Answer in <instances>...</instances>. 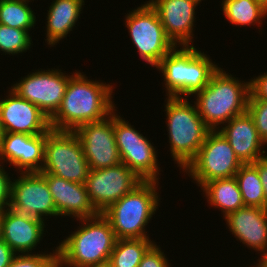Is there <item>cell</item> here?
Here are the masks:
<instances>
[{
    "label": "cell",
    "instance_id": "obj_36",
    "mask_svg": "<svg viewBox=\"0 0 267 267\" xmlns=\"http://www.w3.org/2000/svg\"><path fill=\"white\" fill-rule=\"evenodd\" d=\"M260 254V258H258L256 266L257 267H267V248L262 251V252H259Z\"/></svg>",
    "mask_w": 267,
    "mask_h": 267
},
{
    "label": "cell",
    "instance_id": "obj_6",
    "mask_svg": "<svg viewBox=\"0 0 267 267\" xmlns=\"http://www.w3.org/2000/svg\"><path fill=\"white\" fill-rule=\"evenodd\" d=\"M158 185L159 180H143L102 212L117 239L149 238L145 227L160 205Z\"/></svg>",
    "mask_w": 267,
    "mask_h": 267
},
{
    "label": "cell",
    "instance_id": "obj_13",
    "mask_svg": "<svg viewBox=\"0 0 267 267\" xmlns=\"http://www.w3.org/2000/svg\"><path fill=\"white\" fill-rule=\"evenodd\" d=\"M142 181L133 170L121 162L104 169L89 170L84 184L93 206L102 213Z\"/></svg>",
    "mask_w": 267,
    "mask_h": 267
},
{
    "label": "cell",
    "instance_id": "obj_29",
    "mask_svg": "<svg viewBox=\"0 0 267 267\" xmlns=\"http://www.w3.org/2000/svg\"><path fill=\"white\" fill-rule=\"evenodd\" d=\"M42 252L35 254H16L8 267H58L57 247L50 254Z\"/></svg>",
    "mask_w": 267,
    "mask_h": 267
},
{
    "label": "cell",
    "instance_id": "obj_4",
    "mask_svg": "<svg viewBox=\"0 0 267 267\" xmlns=\"http://www.w3.org/2000/svg\"><path fill=\"white\" fill-rule=\"evenodd\" d=\"M180 47V49H178ZM217 63L195 46H175L156 69L161 71L167 97L188 98L201 91L218 70Z\"/></svg>",
    "mask_w": 267,
    "mask_h": 267
},
{
    "label": "cell",
    "instance_id": "obj_9",
    "mask_svg": "<svg viewBox=\"0 0 267 267\" xmlns=\"http://www.w3.org/2000/svg\"><path fill=\"white\" fill-rule=\"evenodd\" d=\"M243 163L219 130H210L196 157L183 170L198 187L223 178L234 177Z\"/></svg>",
    "mask_w": 267,
    "mask_h": 267
},
{
    "label": "cell",
    "instance_id": "obj_20",
    "mask_svg": "<svg viewBox=\"0 0 267 267\" xmlns=\"http://www.w3.org/2000/svg\"><path fill=\"white\" fill-rule=\"evenodd\" d=\"M219 131L243 164L254 163L267 154L263 147L267 145L259 137L254 121L247 111L232 118Z\"/></svg>",
    "mask_w": 267,
    "mask_h": 267
},
{
    "label": "cell",
    "instance_id": "obj_16",
    "mask_svg": "<svg viewBox=\"0 0 267 267\" xmlns=\"http://www.w3.org/2000/svg\"><path fill=\"white\" fill-rule=\"evenodd\" d=\"M45 142L46 133H4L0 138V162H9L19 173L40 172Z\"/></svg>",
    "mask_w": 267,
    "mask_h": 267
},
{
    "label": "cell",
    "instance_id": "obj_15",
    "mask_svg": "<svg viewBox=\"0 0 267 267\" xmlns=\"http://www.w3.org/2000/svg\"><path fill=\"white\" fill-rule=\"evenodd\" d=\"M148 2L157 11L166 35L175 46H193L195 10L202 0H149Z\"/></svg>",
    "mask_w": 267,
    "mask_h": 267
},
{
    "label": "cell",
    "instance_id": "obj_14",
    "mask_svg": "<svg viewBox=\"0 0 267 267\" xmlns=\"http://www.w3.org/2000/svg\"><path fill=\"white\" fill-rule=\"evenodd\" d=\"M75 133L81 142L90 170L121 163L114 135V112L101 121L80 125Z\"/></svg>",
    "mask_w": 267,
    "mask_h": 267
},
{
    "label": "cell",
    "instance_id": "obj_25",
    "mask_svg": "<svg viewBox=\"0 0 267 267\" xmlns=\"http://www.w3.org/2000/svg\"><path fill=\"white\" fill-rule=\"evenodd\" d=\"M150 238L117 239L110 255L111 267H138L143 255L155 243Z\"/></svg>",
    "mask_w": 267,
    "mask_h": 267
},
{
    "label": "cell",
    "instance_id": "obj_2",
    "mask_svg": "<svg viewBox=\"0 0 267 267\" xmlns=\"http://www.w3.org/2000/svg\"><path fill=\"white\" fill-rule=\"evenodd\" d=\"M78 220V228L56 246L58 267H88L109 262L117 241L110 222L102 213Z\"/></svg>",
    "mask_w": 267,
    "mask_h": 267
},
{
    "label": "cell",
    "instance_id": "obj_12",
    "mask_svg": "<svg viewBox=\"0 0 267 267\" xmlns=\"http://www.w3.org/2000/svg\"><path fill=\"white\" fill-rule=\"evenodd\" d=\"M61 69H38L11 85L18 96L35 104L50 119L59 109L72 75Z\"/></svg>",
    "mask_w": 267,
    "mask_h": 267
},
{
    "label": "cell",
    "instance_id": "obj_35",
    "mask_svg": "<svg viewBox=\"0 0 267 267\" xmlns=\"http://www.w3.org/2000/svg\"><path fill=\"white\" fill-rule=\"evenodd\" d=\"M16 253L3 240H0V267H8Z\"/></svg>",
    "mask_w": 267,
    "mask_h": 267
},
{
    "label": "cell",
    "instance_id": "obj_40",
    "mask_svg": "<svg viewBox=\"0 0 267 267\" xmlns=\"http://www.w3.org/2000/svg\"><path fill=\"white\" fill-rule=\"evenodd\" d=\"M0 240H2V239H1V225H0Z\"/></svg>",
    "mask_w": 267,
    "mask_h": 267
},
{
    "label": "cell",
    "instance_id": "obj_34",
    "mask_svg": "<svg viewBox=\"0 0 267 267\" xmlns=\"http://www.w3.org/2000/svg\"><path fill=\"white\" fill-rule=\"evenodd\" d=\"M258 170L261 183L263 185L265 199H266V209H267V154L260 157L257 161L252 163Z\"/></svg>",
    "mask_w": 267,
    "mask_h": 267
},
{
    "label": "cell",
    "instance_id": "obj_38",
    "mask_svg": "<svg viewBox=\"0 0 267 267\" xmlns=\"http://www.w3.org/2000/svg\"><path fill=\"white\" fill-rule=\"evenodd\" d=\"M4 134V129H3V126H2V123H1V116H0V138L1 136Z\"/></svg>",
    "mask_w": 267,
    "mask_h": 267
},
{
    "label": "cell",
    "instance_id": "obj_24",
    "mask_svg": "<svg viewBox=\"0 0 267 267\" xmlns=\"http://www.w3.org/2000/svg\"><path fill=\"white\" fill-rule=\"evenodd\" d=\"M221 6L224 17L239 27L260 26L267 16V8L258 0H222Z\"/></svg>",
    "mask_w": 267,
    "mask_h": 267
},
{
    "label": "cell",
    "instance_id": "obj_37",
    "mask_svg": "<svg viewBox=\"0 0 267 267\" xmlns=\"http://www.w3.org/2000/svg\"><path fill=\"white\" fill-rule=\"evenodd\" d=\"M88 267H111L109 262L103 263V264H97L93 266H88Z\"/></svg>",
    "mask_w": 267,
    "mask_h": 267
},
{
    "label": "cell",
    "instance_id": "obj_10",
    "mask_svg": "<svg viewBox=\"0 0 267 267\" xmlns=\"http://www.w3.org/2000/svg\"><path fill=\"white\" fill-rule=\"evenodd\" d=\"M114 111V135L121 162L142 180L158 181L159 167L156 148L146 136Z\"/></svg>",
    "mask_w": 267,
    "mask_h": 267
},
{
    "label": "cell",
    "instance_id": "obj_22",
    "mask_svg": "<svg viewBox=\"0 0 267 267\" xmlns=\"http://www.w3.org/2000/svg\"><path fill=\"white\" fill-rule=\"evenodd\" d=\"M85 1L53 0L46 16V43L54 47L76 27Z\"/></svg>",
    "mask_w": 267,
    "mask_h": 267
},
{
    "label": "cell",
    "instance_id": "obj_39",
    "mask_svg": "<svg viewBox=\"0 0 267 267\" xmlns=\"http://www.w3.org/2000/svg\"><path fill=\"white\" fill-rule=\"evenodd\" d=\"M258 1L267 8V0H258Z\"/></svg>",
    "mask_w": 267,
    "mask_h": 267
},
{
    "label": "cell",
    "instance_id": "obj_28",
    "mask_svg": "<svg viewBox=\"0 0 267 267\" xmlns=\"http://www.w3.org/2000/svg\"><path fill=\"white\" fill-rule=\"evenodd\" d=\"M29 31L0 24V52L13 56L27 52L33 45Z\"/></svg>",
    "mask_w": 267,
    "mask_h": 267
},
{
    "label": "cell",
    "instance_id": "obj_11",
    "mask_svg": "<svg viewBox=\"0 0 267 267\" xmlns=\"http://www.w3.org/2000/svg\"><path fill=\"white\" fill-rule=\"evenodd\" d=\"M11 182L8 210L24 220L58 216L47 181L40 172L20 173ZM45 216V217H44Z\"/></svg>",
    "mask_w": 267,
    "mask_h": 267
},
{
    "label": "cell",
    "instance_id": "obj_19",
    "mask_svg": "<svg viewBox=\"0 0 267 267\" xmlns=\"http://www.w3.org/2000/svg\"><path fill=\"white\" fill-rule=\"evenodd\" d=\"M230 233L244 246L259 253L267 248V209L244 206L225 218Z\"/></svg>",
    "mask_w": 267,
    "mask_h": 267
},
{
    "label": "cell",
    "instance_id": "obj_8",
    "mask_svg": "<svg viewBox=\"0 0 267 267\" xmlns=\"http://www.w3.org/2000/svg\"><path fill=\"white\" fill-rule=\"evenodd\" d=\"M125 26L140 58L156 67L175 45L168 38L157 11L147 1L125 15Z\"/></svg>",
    "mask_w": 267,
    "mask_h": 267
},
{
    "label": "cell",
    "instance_id": "obj_30",
    "mask_svg": "<svg viewBox=\"0 0 267 267\" xmlns=\"http://www.w3.org/2000/svg\"><path fill=\"white\" fill-rule=\"evenodd\" d=\"M247 112L254 121L259 137L267 145V100L254 99L249 94Z\"/></svg>",
    "mask_w": 267,
    "mask_h": 267
},
{
    "label": "cell",
    "instance_id": "obj_21",
    "mask_svg": "<svg viewBox=\"0 0 267 267\" xmlns=\"http://www.w3.org/2000/svg\"><path fill=\"white\" fill-rule=\"evenodd\" d=\"M0 225L1 239L16 254H32L46 234L45 220H24L8 209L0 213Z\"/></svg>",
    "mask_w": 267,
    "mask_h": 267
},
{
    "label": "cell",
    "instance_id": "obj_17",
    "mask_svg": "<svg viewBox=\"0 0 267 267\" xmlns=\"http://www.w3.org/2000/svg\"><path fill=\"white\" fill-rule=\"evenodd\" d=\"M7 92V96L0 100L4 133L37 135L50 129L49 118L38 106L18 96L11 89Z\"/></svg>",
    "mask_w": 267,
    "mask_h": 267
},
{
    "label": "cell",
    "instance_id": "obj_32",
    "mask_svg": "<svg viewBox=\"0 0 267 267\" xmlns=\"http://www.w3.org/2000/svg\"><path fill=\"white\" fill-rule=\"evenodd\" d=\"M3 164V165H2ZM4 163L0 162V213L8 208L10 202L11 182L8 170L5 171Z\"/></svg>",
    "mask_w": 267,
    "mask_h": 267
},
{
    "label": "cell",
    "instance_id": "obj_18",
    "mask_svg": "<svg viewBox=\"0 0 267 267\" xmlns=\"http://www.w3.org/2000/svg\"><path fill=\"white\" fill-rule=\"evenodd\" d=\"M48 184L58 217L91 218L100 214L93 206L85 184L70 182L49 173H41Z\"/></svg>",
    "mask_w": 267,
    "mask_h": 267
},
{
    "label": "cell",
    "instance_id": "obj_26",
    "mask_svg": "<svg viewBox=\"0 0 267 267\" xmlns=\"http://www.w3.org/2000/svg\"><path fill=\"white\" fill-rule=\"evenodd\" d=\"M245 206L266 208L263 185L257 168L252 163L243 164L234 176Z\"/></svg>",
    "mask_w": 267,
    "mask_h": 267
},
{
    "label": "cell",
    "instance_id": "obj_1",
    "mask_svg": "<svg viewBox=\"0 0 267 267\" xmlns=\"http://www.w3.org/2000/svg\"><path fill=\"white\" fill-rule=\"evenodd\" d=\"M70 74L61 105L49 119L51 129L75 131L80 125L101 121L116 110L111 83L88 79L76 70Z\"/></svg>",
    "mask_w": 267,
    "mask_h": 267
},
{
    "label": "cell",
    "instance_id": "obj_27",
    "mask_svg": "<svg viewBox=\"0 0 267 267\" xmlns=\"http://www.w3.org/2000/svg\"><path fill=\"white\" fill-rule=\"evenodd\" d=\"M31 0H0V24L32 30L36 25L35 12L29 6Z\"/></svg>",
    "mask_w": 267,
    "mask_h": 267
},
{
    "label": "cell",
    "instance_id": "obj_31",
    "mask_svg": "<svg viewBox=\"0 0 267 267\" xmlns=\"http://www.w3.org/2000/svg\"><path fill=\"white\" fill-rule=\"evenodd\" d=\"M156 242L146 251L138 267H170L172 266Z\"/></svg>",
    "mask_w": 267,
    "mask_h": 267
},
{
    "label": "cell",
    "instance_id": "obj_7",
    "mask_svg": "<svg viewBox=\"0 0 267 267\" xmlns=\"http://www.w3.org/2000/svg\"><path fill=\"white\" fill-rule=\"evenodd\" d=\"M89 170L75 131L50 128L46 132L44 161L40 173H49L70 182L84 184Z\"/></svg>",
    "mask_w": 267,
    "mask_h": 267
},
{
    "label": "cell",
    "instance_id": "obj_3",
    "mask_svg": "<svg viewBox=\"0 0 267 267\" xmlns=\"http://www.w3.org/2000/svg\"><path fill=\"white\" fill-rule=\"evenodd\" d=\"M226 72L219 67L209 83L194 95L195 101H191L210 130H219L222 124L247 111L250 81H241Z\"/></svg>",
    "mask_w": 267,
    "mask_h": 267
},
{
    "label": "cell",
    "instance_id": "obj_5",
    "mask_svg": "<svg viewBox=\"0 0 267 267\" xmlns=\"http://www.w3.org/2000/svg\"><path fill=\"white\" fill-rule=\"evenodd\" d=\"M164 104L170 154L183 171L196 157L210 131L189 98L167 97ZM194 105V106H193Z\"/></svg>",
    "mask_w": 267,
    "mask_h": 267
},
{
    "label": "cell",
    "instance_id": "obj_23",
    "mask_svg": "<svg viewBox=\"0 0 267 267\" xmlns=\"http://www.w3.org/2000/svg\"><path fill=\"white\" fill-rule=\"evenodd\" d=\"M201 190L208 204L221 210L224 218L245 206L235 177L209 181L201 187Z\"/></svg>",
    "mask_w": 267,
    "mask_h": 267
},
{
    "label": "cell",
    "instance_id": "obj_33",
    "mask_svg": "<svg viewBox=\"0 0 267 267\" xmlns=\"http://www.w3.org/2000/svg\"><path fill=\"white\" fill-rule=\"evenodd\" d=\"M250 95L254 99L267 100V72L260 74L257 77L249 79Z\"/></svg>",
    "mask_w": 267,
    "mask_h": 267
}]
</instances>
